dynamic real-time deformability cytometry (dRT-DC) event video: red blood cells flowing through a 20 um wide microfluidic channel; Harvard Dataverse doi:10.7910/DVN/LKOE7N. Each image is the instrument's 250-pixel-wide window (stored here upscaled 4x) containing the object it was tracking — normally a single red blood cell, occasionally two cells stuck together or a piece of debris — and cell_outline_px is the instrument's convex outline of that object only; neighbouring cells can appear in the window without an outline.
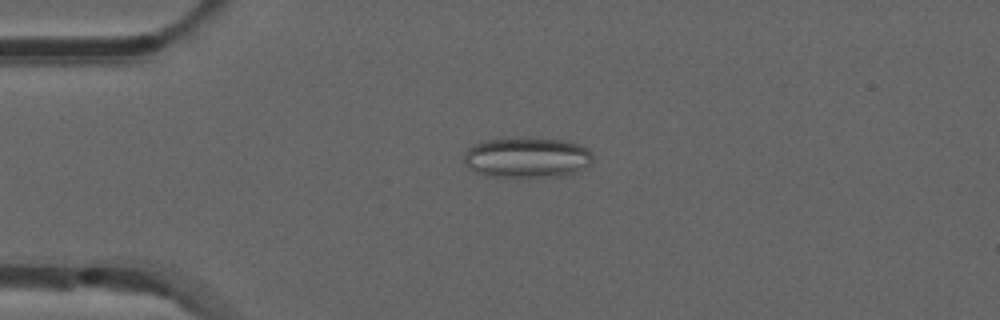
{"species": "common noctule bat (a hibernating species)", "species_latin": "Nyctalus noctula", "temperature_condition": "room temperature", "stored_images_in_passage": 53, "camera_frame_rate_fps": 3000, "um_per_image_px": 0.085, "animal": {"sex": "male", "forearm_length_mm": 52.5}, "frame": {"image": 1, "passage_image": 13, "time_ms": 4.0, "image_size_px": [1000, 320], "cell_outline_px": [[592, 160], [588, 164], [564, 176], [484, 176], [468, 168], [464, 164], [464, 156], [468, 148], [484, 140], [564, 140], [580, 144], [592, 152]], "centroid_in_image_um": [44.76, 13.41], "position_along_channel_um": 40.2, "area_um2": 29.36}}
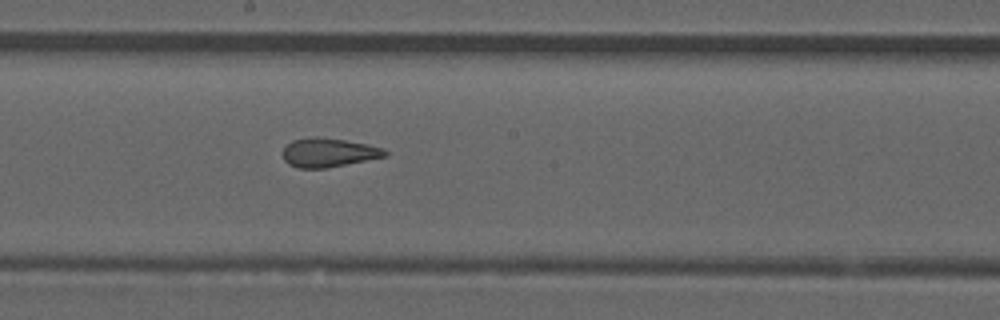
{"frame": {"image": 2, "passage_image": 29, "time_ms": 9.333, "image_size_px": [1000, 320], "cell_outline_px": [[388, 156], [328, 168], [296, 168], [288, 164], [284, 160], [284, 148], [292, 140], [316, 136], [344, 140], [368, 144], [384, 148], [388, 152]], "centroid_in_image_um": [27.96, 12.97], "position_along_channel_um": 220.2, "area_um2": 17.34}}
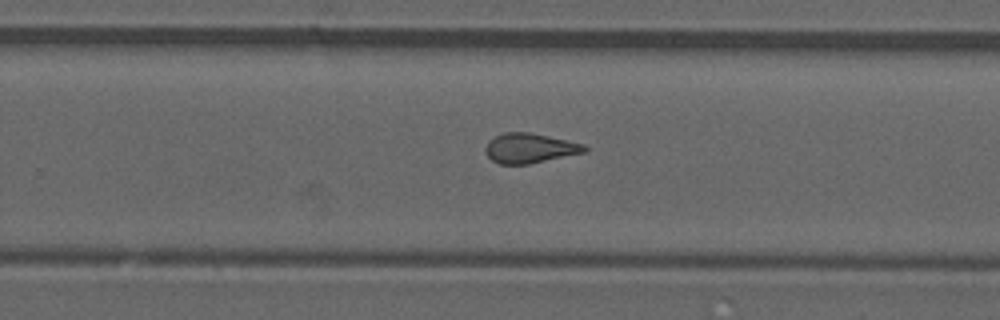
{"frame": {"image": 3, "passage_image": 34, "time_ms": 11.0, "image_size_px": [1000, 320], "cell_outline_px": [[588, 148], [584, 152], [528, 164], [500, 164], [492, 160], [484, 152], [484, 148], [488, 140], [504, 132], [528, 132], [548, 136], [584, 144]], "centroid_in_image_um": [44.97, 12.59], "position_along_channel_um": 284.8, "area_um2": 17.05}, "authors_computed_cell_mechanics": {"area_um2": 17.6868, "velocity_mm_per_s": 3.8808, "shape_relaxation_time_tau1_ms": null, "shape_relaxation_time_tau2_ms": 1.8057, "deformation_change_tau1": null, "deformation_change_tau2": 0.1046}}